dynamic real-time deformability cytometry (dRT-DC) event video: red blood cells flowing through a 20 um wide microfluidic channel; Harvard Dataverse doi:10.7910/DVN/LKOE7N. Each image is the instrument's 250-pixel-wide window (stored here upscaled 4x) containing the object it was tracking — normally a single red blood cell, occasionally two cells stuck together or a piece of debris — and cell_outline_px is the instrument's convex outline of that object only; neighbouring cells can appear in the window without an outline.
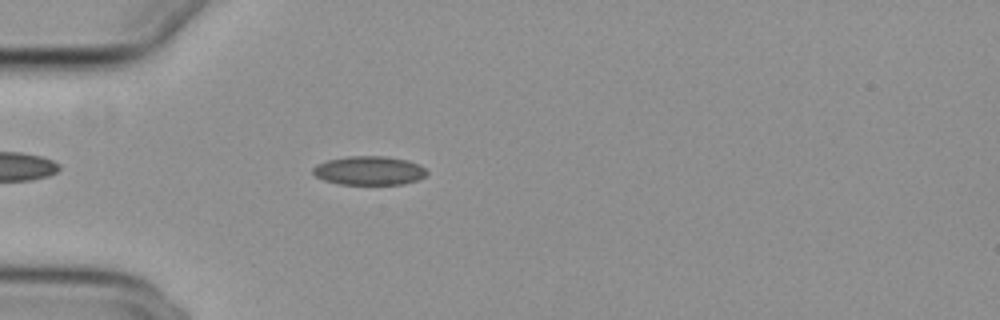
{"species": "common noctule bat (a hibernating species)", "species_latin": "Nyctalus noctula", "temperature_condition": "cold", "stored_images_in_passage": 44, "camera_frame_rate_fps": 3000, "um_per_image_px": 0.085, "animal": {"sex": "female", "body_mass_g": 29.2, "forearm_length_mm": 56.3}, "frame": {"image": 1, "passage_image": 6, "time_ms": 1.667, "image_size_px": [1000, 320], "cell_outline_px": [[428, 172], [424, 176], [416, 180], [404, 184], [340, 184], [324, 180], [316, 176], [312, 172], [312, 168], [316, 164], [328, 160], [348, 156], [384, 156], [408, 160], [420, 164]], "centroid_in_image_um": [31.37, 14.49], "position_along_channel_um": 53.6, "area_um2": 19.13}}
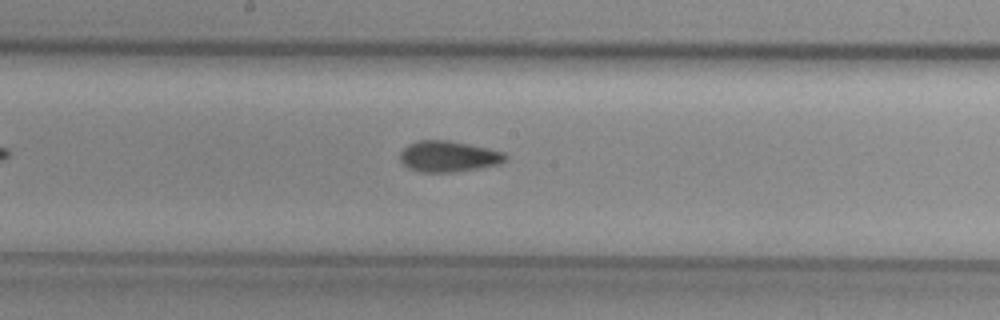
{"frame": {"image": 2, "passage_image": 19, "time_ms": 6.0, "image_size_px": [1000, 320], "cell_outline_px": [[508, 156], [500, 164], [480, 168], [456, 172], [420, 172], [408, 168], [400, 160], [400, 152], [408, 144], [416, 140], [444, 140], [468, 144], [488, 148], [504, 152]], "centroid_in_image_um": [38.11, 13.3], "position_along_channel_um": 210.1, "area_um2": 19.07}}
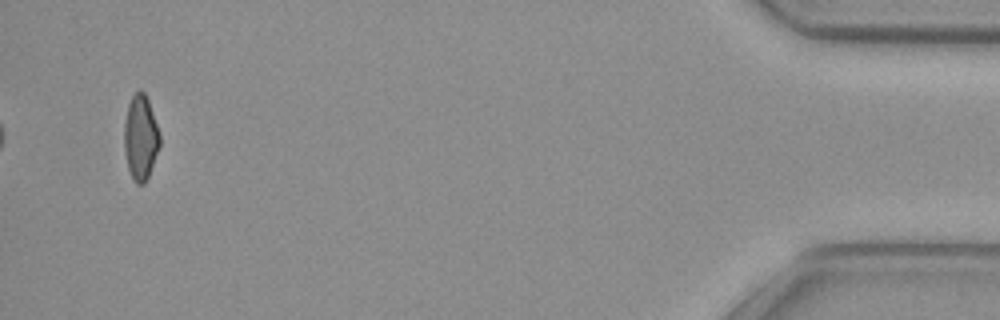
{"frame": {"image": 3, "passage_image": 42, "time_ms": 13.667, "image_size_px": [1000, 320], "cell_outline_px": [[160, 144], [148, 176], [144, 184], [136, 184], [132, 180], [128, 168], [124, 148], [124, 124], [128, 104], [132, 96], [140, 88], [144, 92], [148, 100], [160, 132]], "centroid_in_image_um": [11.94, 11.68], "position_along_channel_um": 423.3, "area_um2": 17.63}, "authors_computed_cell_mechanics": {"area_um2": 18.6405, "velocity_mm_per_s": 3.8493, "shape_relaxation_time_tau1_ms": null, "shape_relaxation_time_tau2_ms": 4.9456, "deformation_change_tau1": null, "deformation_change_tau2": 0.0985}}